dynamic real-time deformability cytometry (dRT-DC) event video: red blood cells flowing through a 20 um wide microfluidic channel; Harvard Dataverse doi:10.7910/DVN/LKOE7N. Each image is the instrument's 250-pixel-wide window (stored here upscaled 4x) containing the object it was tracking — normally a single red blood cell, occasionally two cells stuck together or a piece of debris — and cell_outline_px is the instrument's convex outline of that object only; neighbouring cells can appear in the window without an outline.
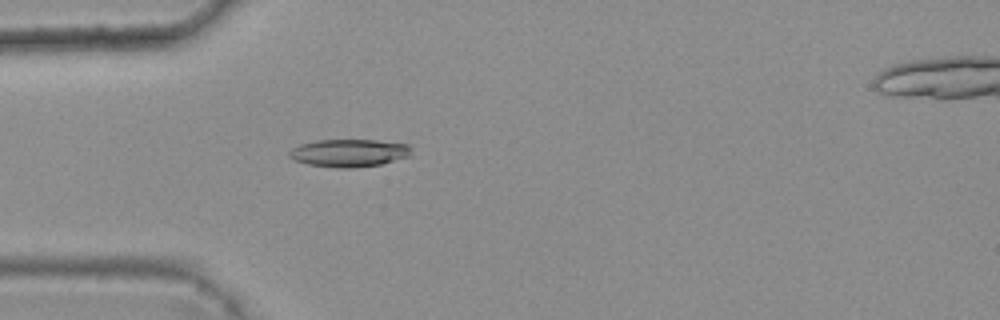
{"species": "common noctule bat (a hibernating species)", "species_latin": "Nyctalus noctula", "temperature_condition": "warm", "stored_images_in_passage": 4, "camera_frame_rate_fps": 3000, "um_per_image_px": 0.085, "animal": {"sex": "female", "body_mass_g": 25.1}, "frame": {"image": 1, "passage_image": 4, "time_ms": 1.0, "image_size_px": [1000, 320], "cell_outline_px": [[412, 148], [408, 156], [380, 164], [352, 168], [336, 168], [308, 164], [292, 160], [288, 156], [288, 152], [292, 148], [300, 144], [316, 140], [376, 140], [408, 144]], "centroid_in_image_um": [29.62, 13.0], "position_along_channel_um": 55.4, "area_um2": 19.71}}